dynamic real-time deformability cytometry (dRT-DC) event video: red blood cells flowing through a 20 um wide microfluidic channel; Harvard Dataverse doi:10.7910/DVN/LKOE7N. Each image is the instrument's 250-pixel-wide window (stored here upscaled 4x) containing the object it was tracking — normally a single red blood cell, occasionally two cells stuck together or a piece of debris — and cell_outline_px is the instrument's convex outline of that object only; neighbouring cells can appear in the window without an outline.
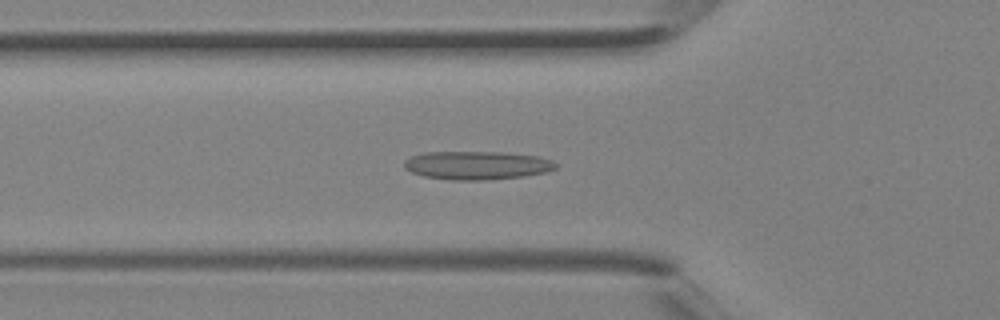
{"species": "Egyptian fruit bat (a non-hibernating species)", "species_latin": "Rousettus aegyptiacus", "temperature_condition": "room temperature", "stored_images_in_passage": 21, "camera_frame_rate_fps": 3000, "um_per_image_px": 0.085, "animal": {"sex": "female"}, "frame": {"image": 1, "passage_image": 13, "time_ms": 4.0, "image_size_px": [1000, 320], "cell_outline_px": [[556, 168], [548, 172], [524, 176], [484, 180], [452, 180], [424, 176], [412, 172], [404, 168], [404, 160], [412, 156], [424, 152], [504, 152], [540, 156], [552, 160], [556, 164]], "centroid_in_image_um": [40.56, 14.05], "position_along_channel_um": 85.2, "area_um2": 25.2}}
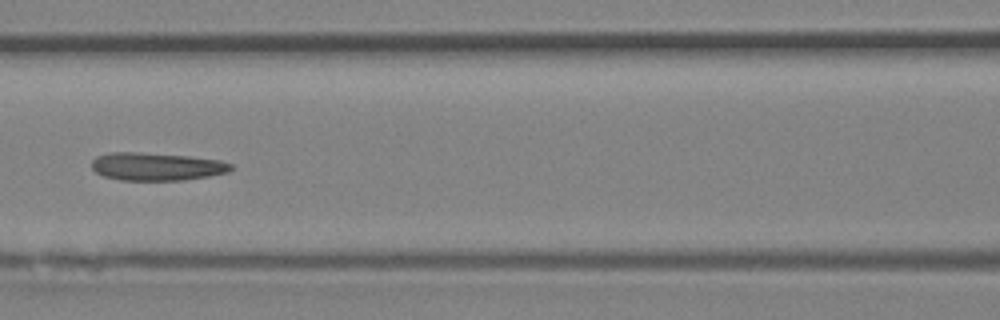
{"frame": {"image": 2, "passage_image": 17, "time_ms": 5.333, "image_size_px": [1000, 320], "cell_outline_px": [[232, 168], [228, 172], [208, 176], [184, 180], [120, 180], [104, 176], [96, 172], [92, 168], [92, 160], [96, 156], [108, 152], [140, 152], [188, 156], [220, 160], [232, 164]], "centroid_in_image_um": [13.28, 14.15], "position_along_channel_um": 153.3, "area_um2": 22.66}}
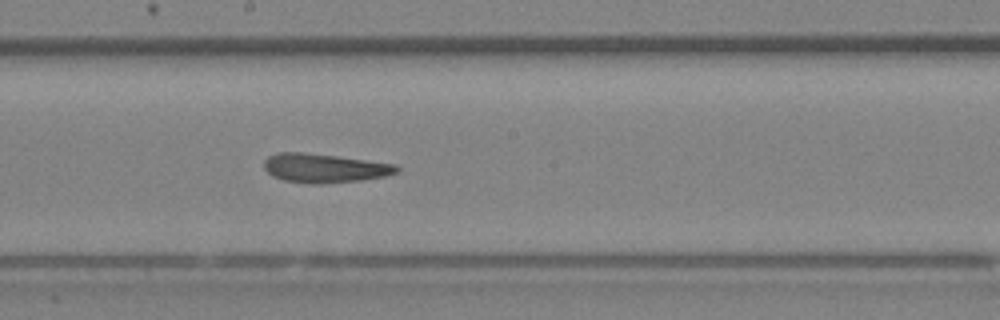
{"frame": {"image": 3, "passage_image": 21, "time_ms": 6.667, "image_size_px": [1000, 320], "cell_outline_px": [[400, 168], [396, 172], [384, 176], [360, 180], [320, 184], [312, 184], [284, 180], [272, 176], [264, 168], [264, 160], [268, 156], [276, 152], [300, 152], [336, 156], [396, 164]], "centroid_in_image_um": [27.53, 14.28], "position_along_channel_um": 220.7, "area_um2": 22.25}}